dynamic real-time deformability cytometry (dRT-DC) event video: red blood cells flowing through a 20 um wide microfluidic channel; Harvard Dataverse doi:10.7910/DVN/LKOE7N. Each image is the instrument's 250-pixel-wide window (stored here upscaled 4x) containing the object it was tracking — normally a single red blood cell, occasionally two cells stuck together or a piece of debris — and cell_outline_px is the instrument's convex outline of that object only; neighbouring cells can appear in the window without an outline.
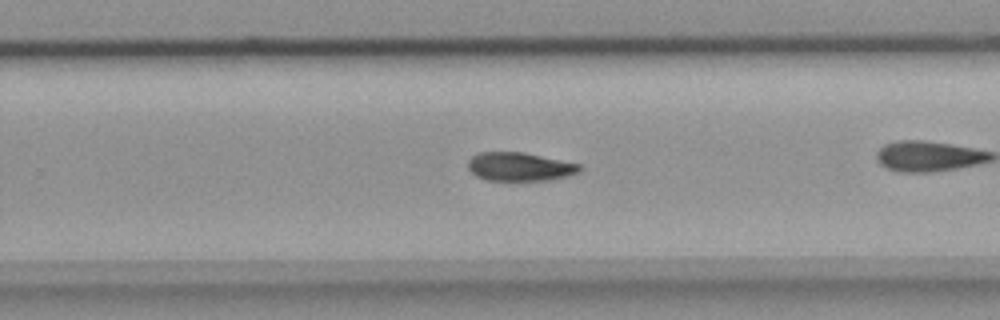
{"species": "common noctule bat (a hibernating species)", "species_latin": "Nyctalus noctula", "temperature_condition": "room temperature", "stored_images_in_passage": 39, "camera_frame_rate_fps": 3000, "um_per_image_px": 0.085, "animal": {"sex": "female", "body_mass_g": 18.4}, "frame": {"image": 1, "passage_image": 28, "time_ms": 9.0, "image_size_px": [1000, 320], "cell_outline_px": [[580, 172], [568, 176], [548, 180], [488, 180], [476, 176], [468, 168], [468, 160], [472, 156], [480, 152], [524, 152], [580, 164]], "centroid_in_image_um": [44.17, 14.16], "position_along_channel_um": 285.6, "area_um2": 18.5}}